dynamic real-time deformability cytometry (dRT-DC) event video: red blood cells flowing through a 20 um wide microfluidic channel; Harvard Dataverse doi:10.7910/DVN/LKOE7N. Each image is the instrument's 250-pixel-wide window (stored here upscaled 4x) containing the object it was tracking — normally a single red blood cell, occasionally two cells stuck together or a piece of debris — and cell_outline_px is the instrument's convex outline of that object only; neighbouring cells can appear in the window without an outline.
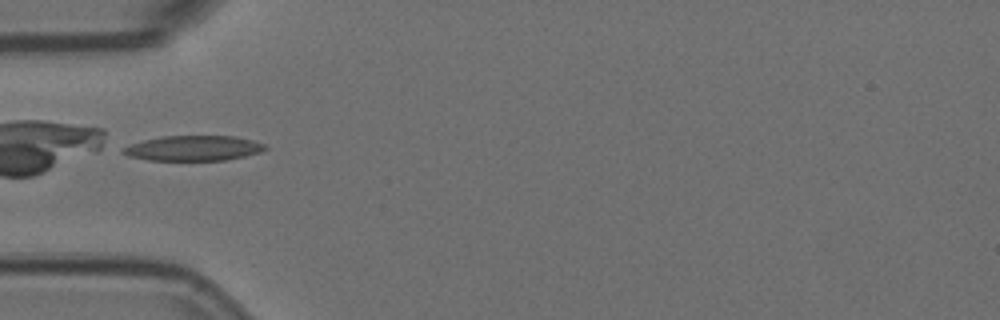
{"species": "Egyptian fruit bat (a non-hibernating species)", "species_latin": "Rousettus aegyptiacus", "temperature_condition": "room temperature", "stored_images_in_passage": 8, "camera_frame_rate_fps": 3000, "um_per_image_px": 0.085, "animal": {"sex": "female"}, "frame": {"image": 1, "passage_image": 3, "time_ms": 0.667, "image_size_px": [1000, 320], "cell_outline_px": [[268, 148], [260, 152], [244, 156], [224, 160], [148, 160], [128, 156], [120, 152], [120, 148], [144, 140], [164, 136], [236, 136], [252, 140], [264, 144]], "centroid_in_image_um": [16.42, 12.59], "position_along_channel_um": 68.6, "area_um2": 20.75}}
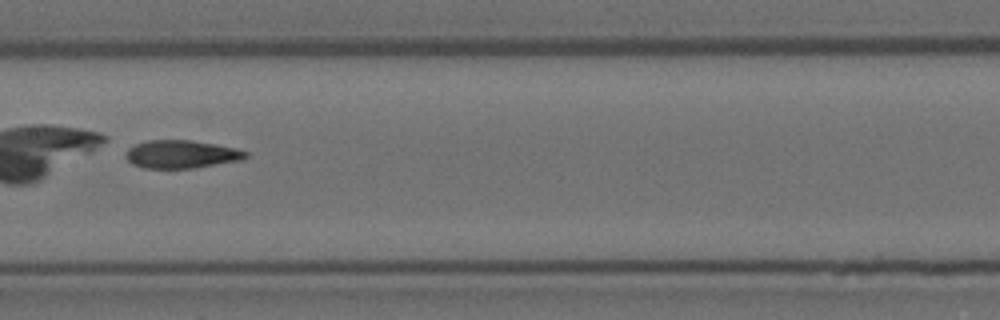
{"frame": {"image": 2, "passage_image": 6, "time_ms": 1.667, "image_size_px": [1000, 320], "cell_outline_px": [[248, 156], [240, 160], [192, 168], [144, 168], [132, 164], [124, 156], [124, 152], [128, 148], [136, 144], [148, 140], [192, 140], [236, 148], [248, 152]], "centroid_in_image_um": [15.37, 13.1], "position_along_channel_um": 192.0, "area_um2": 19.54}}
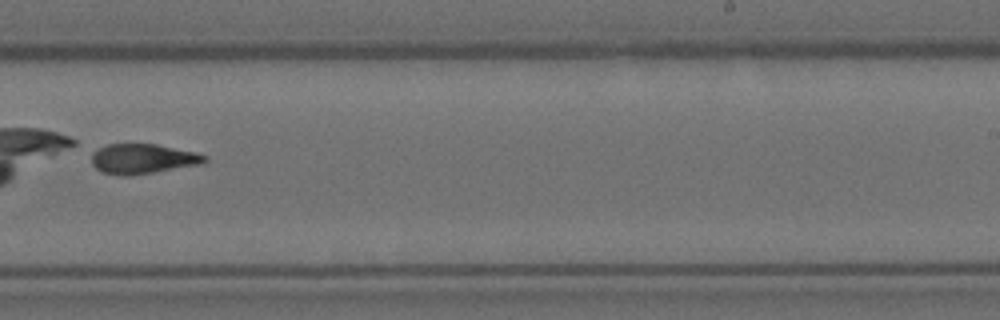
{"frame": {"image": 3, "passage_image": 8, "time_ms": 2.333, "image_size_px": [1000, 320], "cell_outline_px": [[208, 160], [196, 164], [132, 176], [120, 176], [100, 172], [92, 164], [92, 152], [108, 144], [156, 144], [196, 152], [208, 156]], "centroid_in_image_um": [12.09, 13.5], "position_along_channel_um": 276.9, "area_um2": 19.59}}